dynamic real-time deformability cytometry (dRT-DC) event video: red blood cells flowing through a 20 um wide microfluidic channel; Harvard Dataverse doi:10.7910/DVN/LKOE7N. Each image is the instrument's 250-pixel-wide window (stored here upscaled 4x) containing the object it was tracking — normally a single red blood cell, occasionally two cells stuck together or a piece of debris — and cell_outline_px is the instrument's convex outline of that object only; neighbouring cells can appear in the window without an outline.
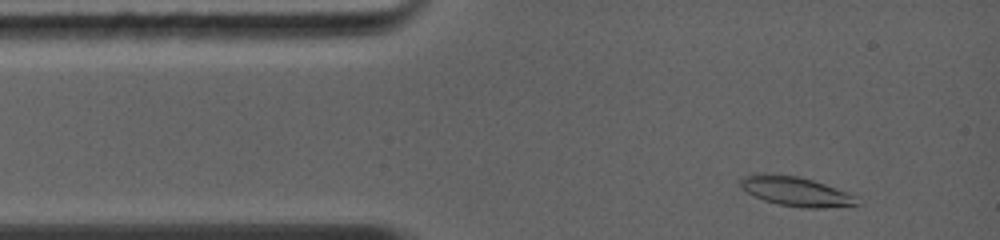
{"species": "common noctule bat (a hibernating species)", "species_latin": "Nyctalus noctula", "temperature_condition": "warm", "stored_images_in_passage": 69, "camera_frame_rate_fps": 5000, "um_per_image_px": 0.085, "animal": {"sex": "female", "body_mass_g": 19.0, "forearm_length_mm": 56.7}, "frame": {"image": 1, "passage_image": 5, "time_ms": 0.6, "image_size_px": [1000, 240], "cell_outline_px": [[860, 204], [824, 208], [804, 208], [780, 204], [764, 200], [752, 196], [740, 188], [740, 180], [744, 176], [764, 172], [796, 176], [812, 180], [824, 184], [844, 192], [852, 196]], "centroid_in_image_um": [67.53, 16.26], "position_along_channel_um": 17.5, "area_um2": 19.71}}
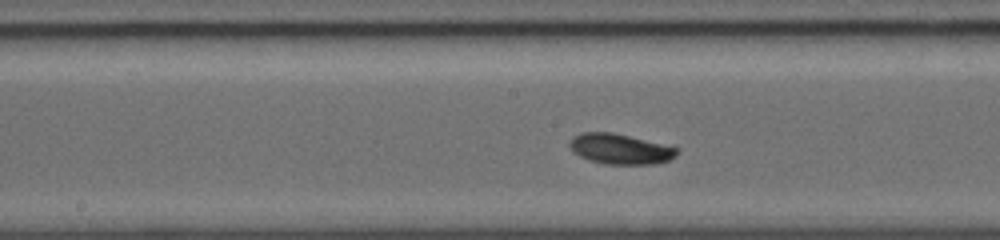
{"frame": {"image": 2, "passage_image": 36, "time_ms": 5.6, "image_size_px": [1000, 240], "cell_outline_px": [[680, 152], [676, 156], [668, 160], [656, 164], [604, 164], [580, 156], [572, 152], [568, 144], [568, 140], [572, 136], [580, 132], [612, 132], [680, 148]], "centroid_in_image_um": [52.7, 12.65], "position_along_channel_um": 195.5, "area_um2": 19.13}}
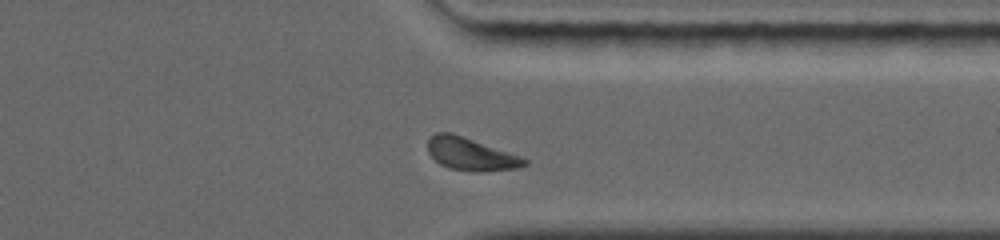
{"frame": {"image": 3, "passage_image": 61, "time_ms": 9.6, "image_size_px": [1000, 240], "cell_outline_px": [[528, 164], [520, 168], [480, 172], [472, 172], [448, 168], [440, 164], [428, 152], [428, 140], [436, 132], [452, 132], [520, 156], [528, 160]], "centroid_in_image_um": [40.03, 13.11], "position_along_channel_um": 371.4, "area_um2": 18.44}, "authors_computed_cell_mechanics": {"area_um2": 18.4382, "velocity_mm_per_s": 4.4013, "shape_relaxation_time_tau1_ms": 1.9652, "shape_relaxation_time_tau2_ms": null, "deformation_change_tau1": 0.103, "deformation_change_tau2": null}}